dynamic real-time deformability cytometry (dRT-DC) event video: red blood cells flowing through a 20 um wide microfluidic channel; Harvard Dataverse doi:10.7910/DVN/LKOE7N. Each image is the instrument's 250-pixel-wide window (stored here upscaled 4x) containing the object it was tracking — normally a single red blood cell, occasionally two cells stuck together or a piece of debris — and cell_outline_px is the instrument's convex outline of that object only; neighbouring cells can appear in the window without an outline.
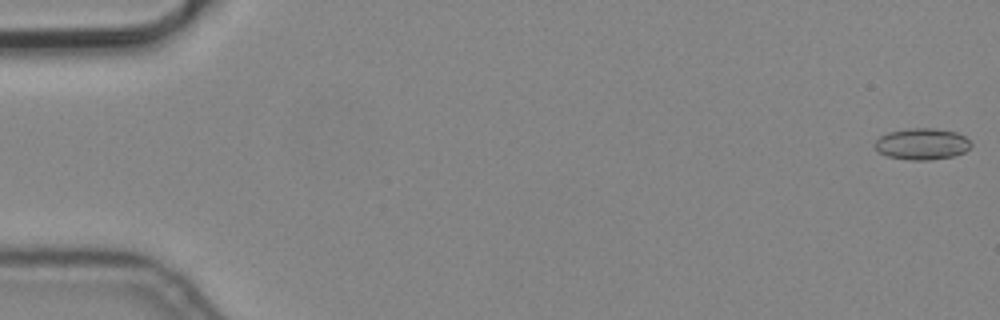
{"species": "common noctule bat (a hibernating species)", "species_latin": "Nyctalus noctula", "temperature_condition": "cold", "stored_images_in_passage": 3, "camera_frame_rate_fps": 3000, "um_per_image_px": 0.085, "animal": {"sex": "male", "body_mass_g": 19.2, "forearm_length_mm": 51.8}, "frame": {"image": 1, "passage_image": 1, "time_ms": 0.0, "image_size_px": [1000, 320], "cell_outline_px": [[972, 144], [964, 152], [952, 156], [928, 160], [912, 160], [888, 156], [880, 152], [876, 148], [876, 140], [880, 136], [888, 132], [908, 128], [932, 128], [956, 132], [964, 136]], "centroid_in_image_um": [78.37, 12.22], "position_along_channel_um": 6.6, "area_um2": 17.34}}